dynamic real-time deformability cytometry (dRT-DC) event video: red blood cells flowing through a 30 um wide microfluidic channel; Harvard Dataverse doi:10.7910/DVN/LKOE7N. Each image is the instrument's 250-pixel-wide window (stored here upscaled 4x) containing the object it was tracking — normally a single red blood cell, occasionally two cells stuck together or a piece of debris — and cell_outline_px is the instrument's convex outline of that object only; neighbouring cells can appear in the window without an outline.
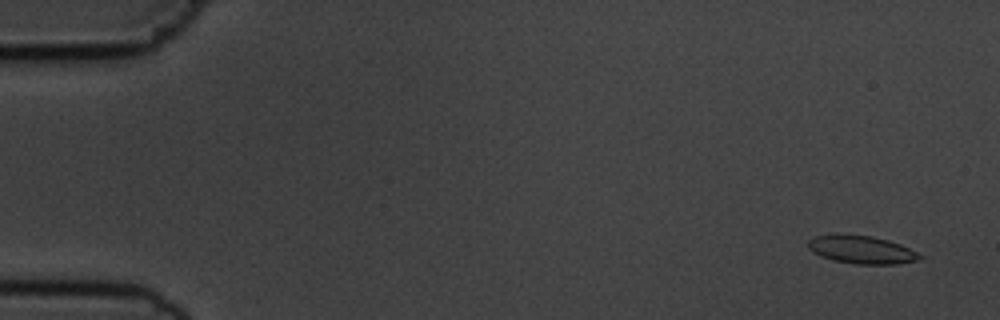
{"species": "common noctule bat (a hibernating species)", "species_latin": "Nyctalus noctula", "temperature_condition": "cold", "stored_images_in_passage": 55, "camera_frame_rate_fps": 3000, "um_per_image_px": 0.085, "animal": {"sex": "male", "body_mass_g": 19.5, "forearm_length_mm": 54.6}, "frame": {"image": 1, "passage_image": 3, "time_ms": 0.667, "image_size_px": [1000, 320], "cell_outline_px": [[924, 256], [920, 260], [896, 264], [856, 264], [832, 260], [820, 256], [812, 252], [808, 248], [808, 240], [816, 236], [836, 232], [872, 236], [888, 240], [900, 244]], "centroid_in_image_um": [73.19, 21.2], "position_along_channel_um": 11.8, "area_um2": 18.61}}
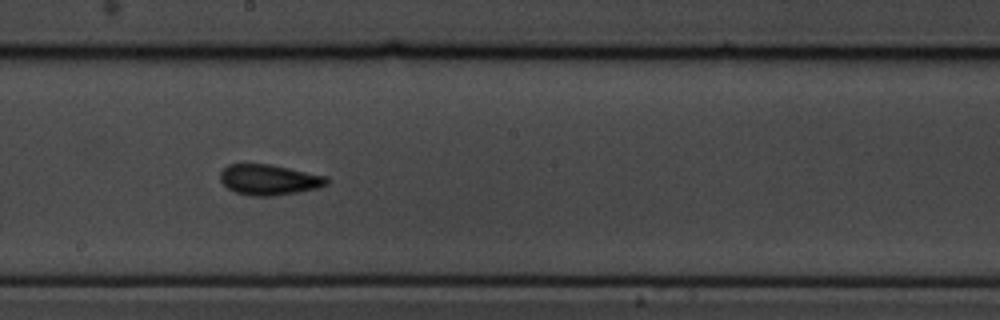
{"frame": {"image": 2, "passage_image": 31, "time_ms": 10.0, "image_size_px": [1000, 320], "cell_outline_px": [[328, 184], [316, 188], [296, 192], [272, 196], [252, 196], [236, 192], [228, 188], [220, 180], [220, 172], [228, 164], [272, 164], [328, 176]], "centroid_in_image_um": [22.88, 15.26], "position_along_channel_um": 225.3, "area_um2": 18.96}}
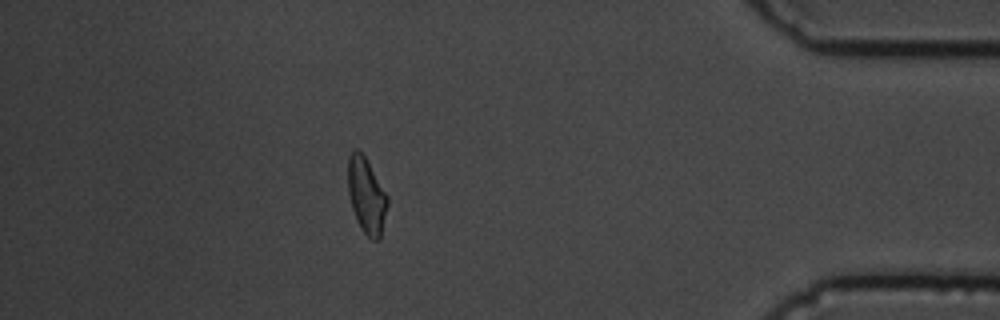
{"frame": {"image": 3, "passage_image": 49, "time_ms": 16.0, "image_size_px": [1000, 320], "cell_outline_px": [[388, 204], [380, 240], [372, 240], [364, 232], [356, 220], [352, 208], [348, 192], [348, 156], [352, 148], [356, 148], [364, 156], [388, 196]], "centroid_in_image_um": [31.14, 16.63], "position_along_channel_um": 404.1, "area_um2": 17.4}, "authors_computed_cell_mechanics": {"area_um2": 18.2648, "velocity_mm_per_s": 3.6549, "shape_relaxation_time_tau1_ms": 5.844, "shape_relaxation_time_tau2_ms": 2.2213, "deformation_change_tau1": 0.1134, "deformation_change_tau2": 0.0722}}